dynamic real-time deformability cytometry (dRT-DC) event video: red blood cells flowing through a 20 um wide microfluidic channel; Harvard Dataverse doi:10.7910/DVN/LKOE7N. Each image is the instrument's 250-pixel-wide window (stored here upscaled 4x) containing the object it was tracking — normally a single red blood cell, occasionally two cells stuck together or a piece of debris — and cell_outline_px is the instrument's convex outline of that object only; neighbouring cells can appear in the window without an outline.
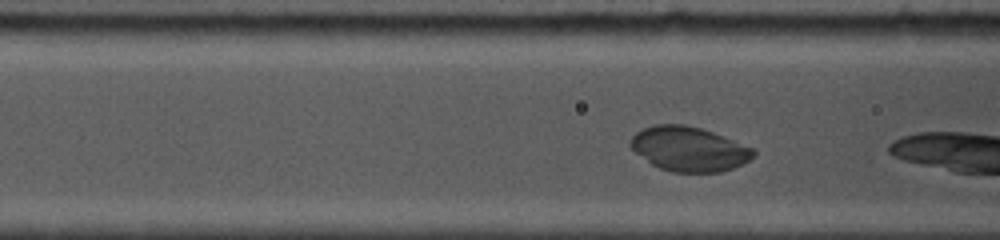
{"species": "common noctule bat (a hibernating species)", "species_latin": "Nyctalus noctula", "temperature_condition": "cold", "stored_images_in_passage": 9, "camera_frame_rate_fps": 5000, "um_per_image_px": 0.085, "animal": {"sex": "female", "body_mass_g": 19.0, "forearm_length_mm": 53.3}, "frame": {"image": 1, "passage_image": 6, "time_ms": 1.2, "image_size_px": [1000, 240], "cell_outline_px": [[756, 156], [744, 164], [720, 172], [672, 172], [660, 168], [652, 164], [636, 152], [628, 144], [628, 140], [636, 132], [644, 128], [656, 124], [684, 124], [700, 128], [712, 132], [756, 148]], "centroid_in_image_um": [58.6, 12.66], "position_along_channel_um": 108.0, "area_um2": 32.08}}